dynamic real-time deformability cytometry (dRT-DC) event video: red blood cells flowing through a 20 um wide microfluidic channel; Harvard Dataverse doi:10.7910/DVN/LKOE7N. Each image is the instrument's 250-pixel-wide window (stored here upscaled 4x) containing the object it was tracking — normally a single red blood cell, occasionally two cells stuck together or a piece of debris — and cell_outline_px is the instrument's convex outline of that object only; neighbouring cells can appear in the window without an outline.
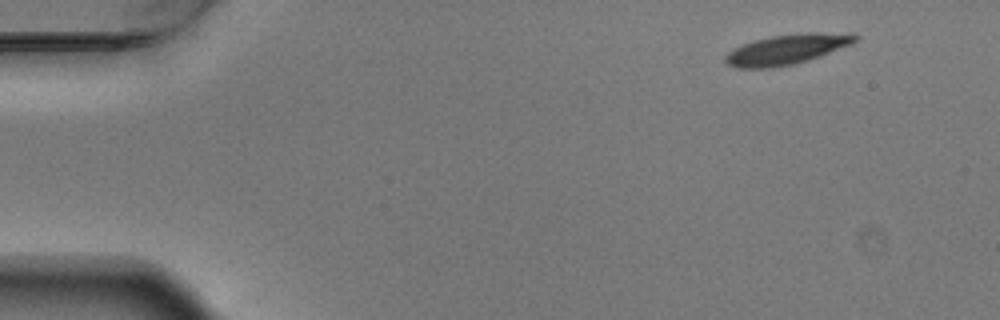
{"species": "Egyptian fruit bat (a non-hibernating species)", "species_latin": "Rousettus aegyptiacus", "temperature_condition": "warm", "stored_images_in_passage": 4, "camera_frame_rate_fps": 3000, "um_per_image_px": 0.085, "animal": {"sex": "male"}, "frame": {"image": 1, "passage_image": 4, "time_ms": 1.0, "image_size_px": [1000, 320], "cell_outline_px": [[860, 36], [852, 44], [792, 64], [768, 68], [736, 68], [728, 64], [724, 60], [724, 56], [732, 48], [756, 40], [772, 36], [804, 32], [856, 32]], "centroid_in_image_um": [66.9, 4.16], "position_along_channel_um": 18.1, "area_um2": 22.6}}